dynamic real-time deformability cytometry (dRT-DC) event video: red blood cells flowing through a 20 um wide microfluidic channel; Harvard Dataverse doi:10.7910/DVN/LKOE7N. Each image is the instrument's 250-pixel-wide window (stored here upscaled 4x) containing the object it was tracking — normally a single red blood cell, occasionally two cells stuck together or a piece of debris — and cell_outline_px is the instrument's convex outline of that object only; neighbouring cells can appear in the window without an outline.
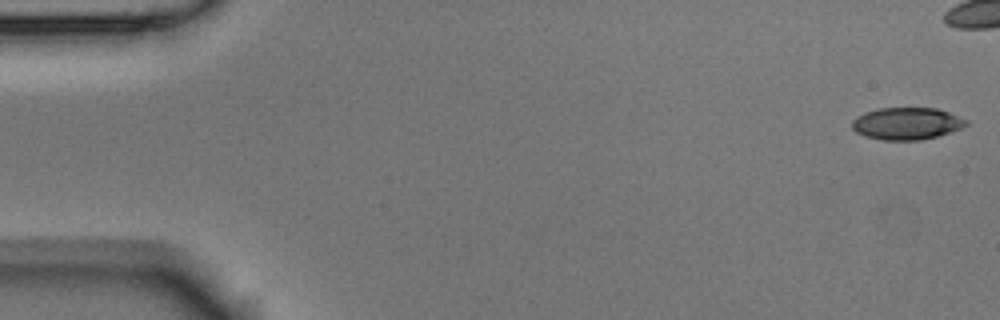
{"species": "Egyptian fruit bat (a non-hibernating species)", "species_latin": "Rousettus aegyptiacus", "temperature_condition": "room temperature", "stored_images_in_passage": 43, "camera_frame_rate_fps": 3000, "um_per_image_px": 0.085, "animal": {"sex": "male"}, "frame": {"image": 1, "passage_image": 1, "time_ms": 0.0, "image_size_px": [1000, 320], "cell_outline_px": [[968, 124], [952, 132], [920, 140], [884, 140], [864, 136], [856, 132], [852, 128], [852, 120], [856, 116], [864, 112], [876, 108], [936, 108], [948, 112], [968, 120]], "centroid_in_image_um": [77.05, 10.49], "position_along_channel_um": 8.0, "area_um2": 21.44}}
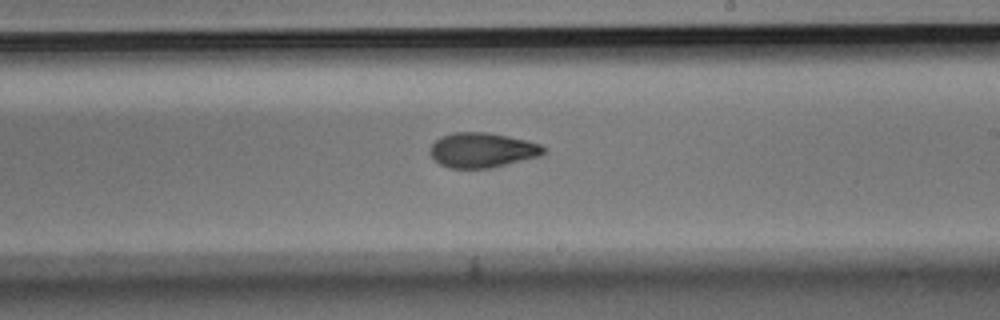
{"frame": {"image": 2, "passage_image": 31, "time_ms": 10.0, "image_size_px": [1000, 320], "cell_outline_px": [[548, 152], [540, 156], [492, 168], [448, 168], [440, 164], [428, 152], [432, 144], [436, 140], [452, 132], [488, 132], [528, 140], [540, 144]], "centroid_in_image_um": [41.02, 12.76], "position_along_channel_um": 248.0, "area_um2": 23.18}}
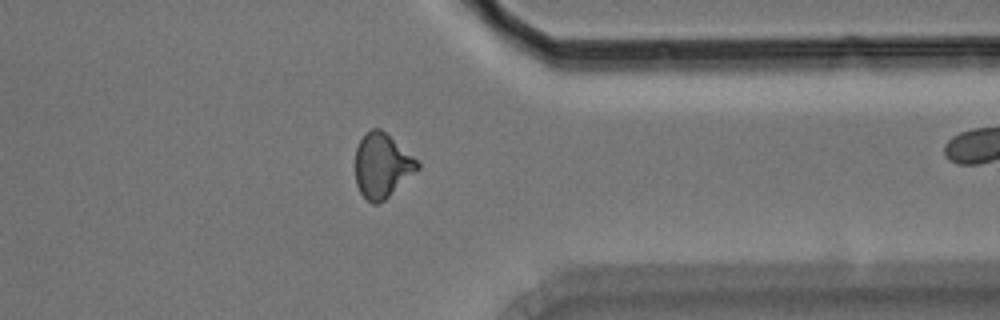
{"frame": {"image": 3, "passage_image": 42, "time_ms": 13.667, "image_size_px": [1000, 320], "cell_outline_px": [[420, 168], [384, 200], [376, 204], [372, 204], [360, 192], [356, 184], [356, 148], [364, 132], [372, 128], [380, 128], [412, 156], [420, 164]], "centroid_in_image_um": [32.45, 14.07], "position_along_channel_um": 379.0, "area_um2": 22.95}}